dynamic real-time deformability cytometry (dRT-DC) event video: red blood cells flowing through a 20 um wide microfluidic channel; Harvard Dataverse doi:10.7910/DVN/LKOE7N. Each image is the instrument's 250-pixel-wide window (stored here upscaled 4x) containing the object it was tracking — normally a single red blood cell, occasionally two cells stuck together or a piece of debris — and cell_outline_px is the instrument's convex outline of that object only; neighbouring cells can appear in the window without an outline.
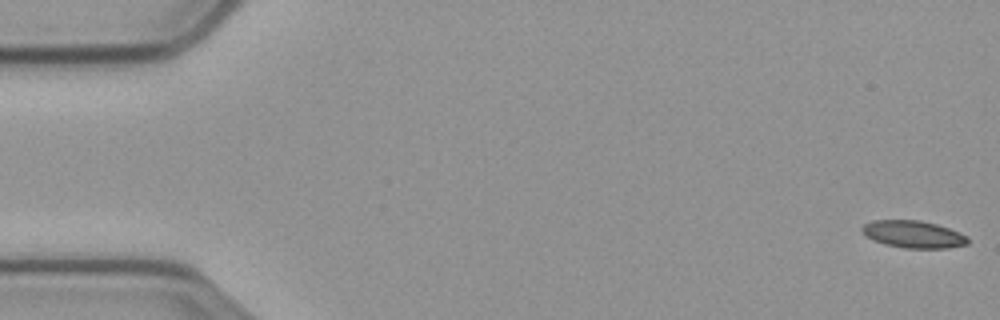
{"species": "common noctule bat (a hibernating species)", "species_latin": "Nyctalus noctula", "temperature_condition": "cold", "stored_images_in_passage": 58, "camera_frame_rate_fps": 3000, "um_per_image_px": 0.085, "animal": {"sex": "male", "body_mass_g": 23.1, "forearm_length_mm": 52.7}, "frame": {"image": 1, "passage_image": 1, "time_ms": 0.0, "image_size_px": [1000, 320], "cell_outline_px": [[968, 244], [948, 248], [904, 248], [884, 244], [868, 236], [860, 228], [864, 224], [872, 220], [920, 220], [936, 224], [960, 232], [968, 236]], "centroid_in_image_um": [77.67, 19.91], "position_along_channel_um": 7.3, "area_um2": 16.7}}
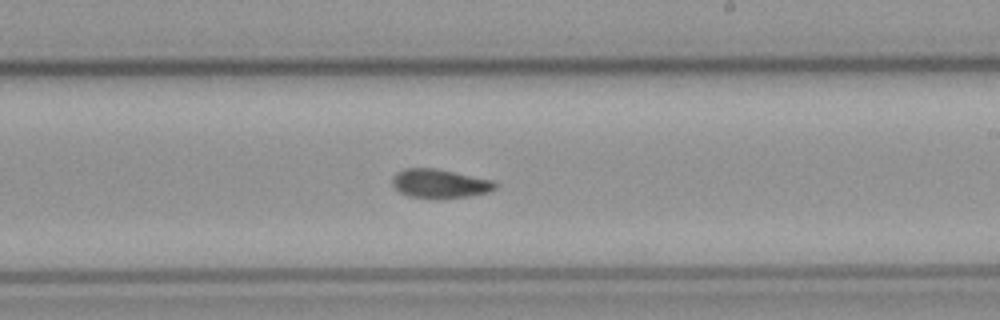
{"frame": {"image": 2, "passage_image": 34, "time_ms": 11.0, "image_size_px": [1000, 320], "cell_outline_px": [[496, 188], [488, 192], [468, 196], [436, 200], [408, 196], [400, 192], [392, 184], [392, 180], [396, 172], [404, 168], [436, 168], [492, 180], [496, 184]], "centroid_in_image_um": [37.35, 15.62], "position_along_channel_um": 251.7, "area_um2": 17.51}}
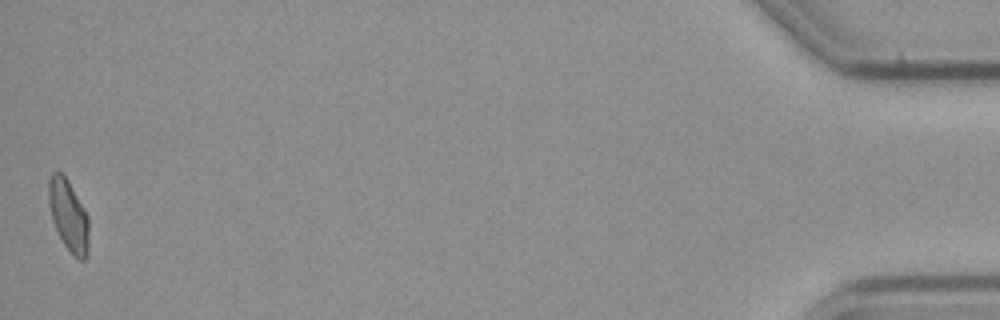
{"frame": {"image": 3, "passage_image": 58, "time_ms": 19.0, "image_size_px": [1000, 320], "cell_outline_px": [[88, 252], [84, 260], [80, 260], [64, 244], [52, 220], [48, 204], [48, 180], [52, 172], [60, 172], [68, 180], [88, 216]], "centroid_in_image_um": [5.8, 18.28], "position_along_channel_um": 429.4, "area_um2": 16.47}, "authors_computed_cell_mechanics": {"area_um2": 17.0799, "velocity_mm_per_s": 3.5224, "shape_relaxation_time_tau1_ms": null, "shape_relaxation_time_tau2_ms": 4.1637, "deformation_change_tau1": null, "deformation_change_tau2": 0.0907}}